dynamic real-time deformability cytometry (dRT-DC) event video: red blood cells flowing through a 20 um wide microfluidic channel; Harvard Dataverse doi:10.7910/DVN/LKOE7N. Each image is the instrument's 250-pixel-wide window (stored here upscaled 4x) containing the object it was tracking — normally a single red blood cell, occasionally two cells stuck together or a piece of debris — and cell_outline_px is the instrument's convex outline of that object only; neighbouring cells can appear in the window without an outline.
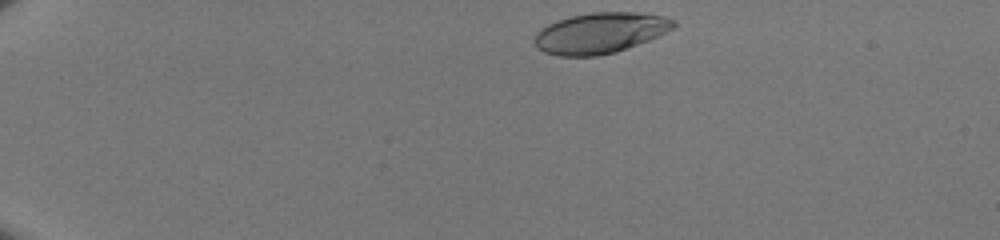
{"species": "human", "species_latin": "Homo sapiens", "temperature_condition": "room temperature", "stored_images_in_passage": 40, "camera_frame_rate_fps": 3000, "um_per_image_px": 0.085, "donor": {"sex": "male"}, "frame": {"image": 1, "passage_image": 1, "time_ms": 0.0, "image_size_px": [1000, 240], "cell_outline_px": [[676, 24], [672, 28], [648, 40], [616, 52], [596, 56], [560, 56], [544, 52], [536, 48], [532, 40], [536, 32], [540, 28], [556, 20], [572, 16], [592, 12], [648, 12], [664, 16], [676, 20]], "centroid_in_image_um": [50.98, 2.79], "position_along_channel_um": 34.0, "area_um2": 33.23}}
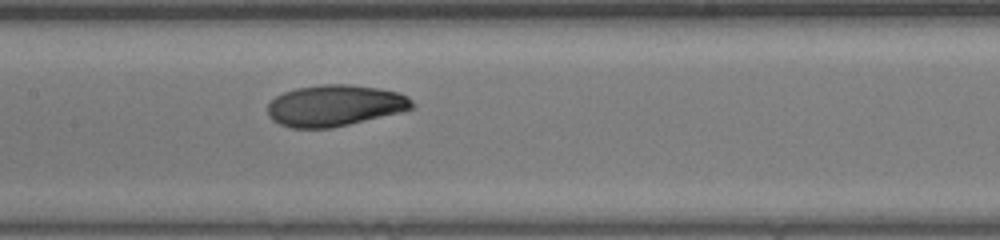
{"frame": {"image": 2, "passage_image": 18, "time_ms": 5.667, "image_size_px": [1000, 240], "cell_outline_px": [[416, 108], [404, 112], [332, 128], [292, 128], [280, 124], [272, 120], [268, 116], [268, 104], [276, 96], [284, 92], [296, 88], [324, 84], [348, 84], [380, 88], [396, 92], [408, 96], [416, 104]], "centroid_in_image_um": [28.51, 8.98], "position_along_channel_um": 178.9, "area_um2": 35.14}}
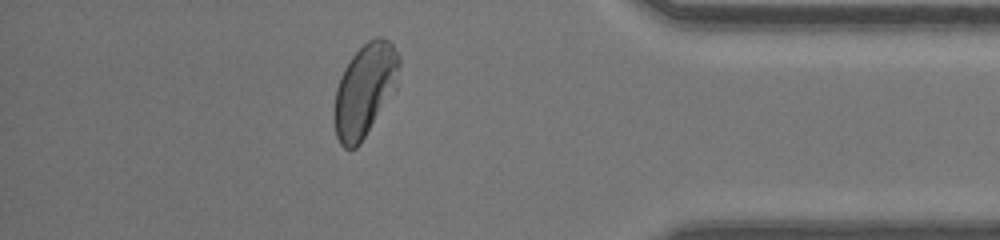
{"frame": {"image": 3, "passage_image": 35, "time_ms": 11.333, "image_size_px": [1000, 240], "cell_outline_px": [[400, 64], [396, 88], [360, 144], [356, 148], [344, 148], [340, 144], [336, 136], [336, 88], [340, 76], [344, 68], [352, 56], [368, 40], [376, 36], [380, 36], [388, 40], [392, 44], [400, 56]], "centroid_in_image_um": [31.04, 7.62], "position_along_channel_um": 404.2, "area_um2": 34.56}}